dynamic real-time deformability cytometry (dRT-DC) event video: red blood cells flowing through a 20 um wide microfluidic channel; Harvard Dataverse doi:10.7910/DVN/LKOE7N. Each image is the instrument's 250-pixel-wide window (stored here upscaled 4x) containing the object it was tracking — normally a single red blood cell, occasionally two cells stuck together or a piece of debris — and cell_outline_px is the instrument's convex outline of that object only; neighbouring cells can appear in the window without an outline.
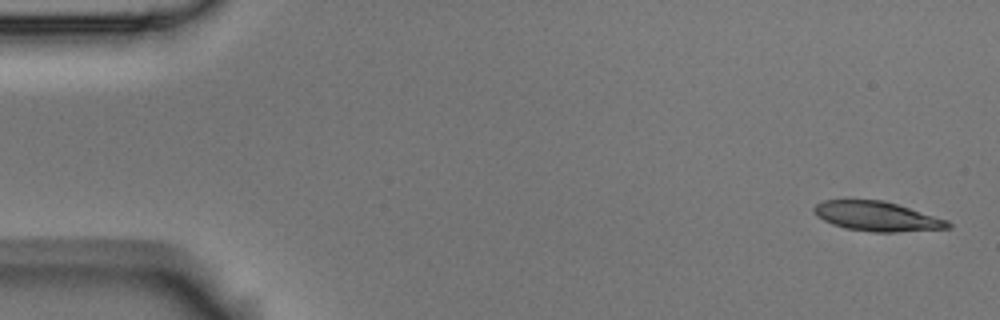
{"species": "Egyptian fruit bat (a non-hibernating species)", "species_latin": "Rousettus aegyptiacus", "temperature_condition": "room temperature", "stored_images_in_passage": 5, "camera_frame_rate_fps": 3000, "um_per_image_px": 0.085, "animal": {"sex": "male"}, "frame": {"image": 1, "passage_image": 1, "time_ms": 0.0, "image_size_px": [1000, 320], "cell_outline_px": [[952, 228], [896, 232], [872, 232], [844, 228], [832, 224], [816, 216], [812, 208], [816, 204], [824, 200], [884, 200], [948, 220], [952, 224]], "centroid_in_image_um": [74.54, 18.39], "position_along_channel_um": 10.5, "area_um2": 23.12}}
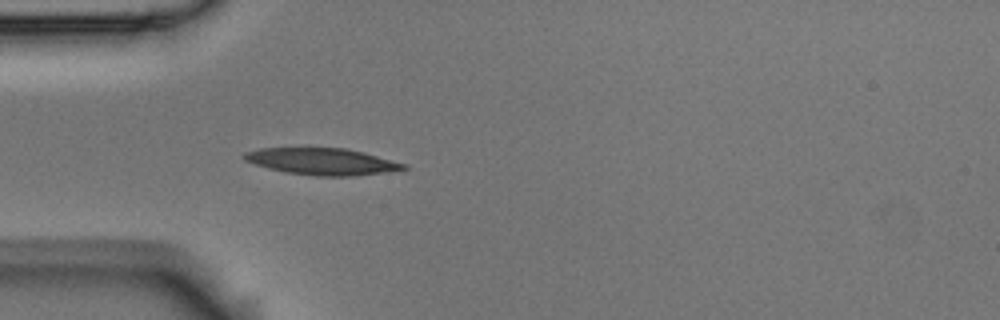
{"frame": {"image": 2, "passage_image": 5, "time_ms": 1.333, "image_size_px": [1000, 320], "cell_outline_px": [[408, 168], [388, 172], [352, 176], [316, 176], [284, 172], [268, 168], [244, 160], [240, 156], [244, 152], [260, 148], [344, 148], [364, 152], [408, 164]], "centroid_in_image_um": [27.38, 13.73], "position_along_channel_um": 57.6, "area_um2": 24.97}}